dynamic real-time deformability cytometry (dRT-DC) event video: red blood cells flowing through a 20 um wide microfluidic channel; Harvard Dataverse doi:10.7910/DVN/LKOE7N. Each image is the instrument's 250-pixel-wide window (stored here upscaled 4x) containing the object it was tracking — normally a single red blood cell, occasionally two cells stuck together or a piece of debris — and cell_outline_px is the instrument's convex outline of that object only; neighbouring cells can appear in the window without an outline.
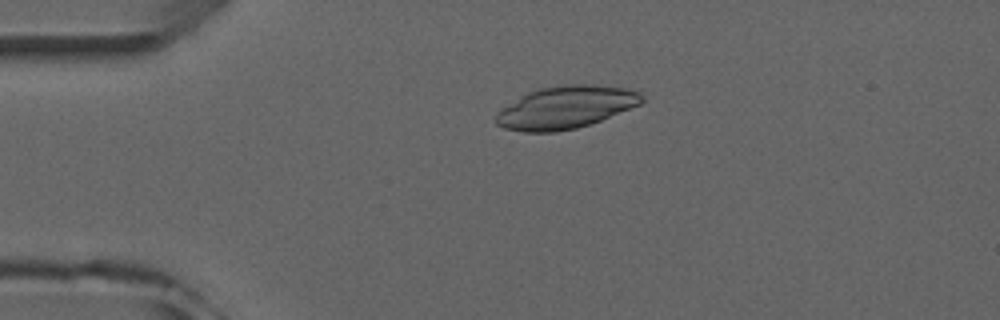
{"species": "common noctule bat (a hibernating species)", "species_latin": "Nyctalus noctula", "temperature_condition": "room temperature", "stored_images_in_passage": 5, "camera_frame_rate_fps": 3000, "um_per_image_px": 0.085, "animal": {"sex": "male", "forearm_length_mm": 52.5}, "frame": {"image": 1, "passage_image": 4, "time_ms": 3.333, "image_size_px": [1000, 320], "cell_outline_px": [[644, 100], [640, 104], [600, 120], [576, 128], [556, 132], [524, 132], [504, 128], [496, 124], [492, 120], [496, 112], [528, 92], [540, 88], [564, 84], [592, 84], [628, 88], [640, 92], [644, 96]], "centroid_in_image_um": [48.06, 9.12], "position_along_channel_um": 36.9, "area_um2": 36.18}}